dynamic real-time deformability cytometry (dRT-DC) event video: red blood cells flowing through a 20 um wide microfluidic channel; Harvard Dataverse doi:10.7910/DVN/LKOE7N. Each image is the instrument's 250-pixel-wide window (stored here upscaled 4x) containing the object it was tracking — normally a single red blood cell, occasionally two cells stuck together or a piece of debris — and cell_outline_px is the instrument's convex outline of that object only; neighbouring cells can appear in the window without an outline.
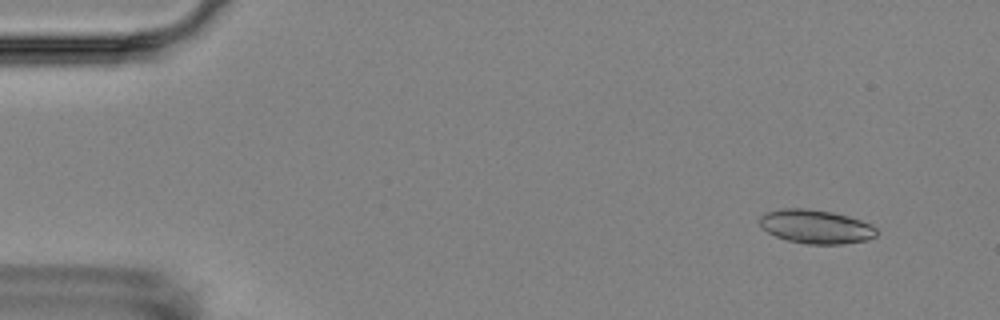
{"species": "Egyptian fruit bat (a non-hibernating species)", "species_latin": "Rousettus aegyptiacus", "temperature_condition": "room temperature", "stored_images_in_passage": 10, "camera_frame_rate_fps": 3000, "um_per_image_px": 0.085, "animal": {"sex": "female"}, "frame": {"image": 1, "passage_image": 2, "time_ms": 1.333, "image_size_px": [1000, 320], "cell_outline_px": [[876, 236], [868, 240], [840, 244], [808, 244], [788, 240], [776, 236], [768, 232], [760, 224], [760, 216], [764, 212], [780, 208], [808, 208], [832, 212], [848, 216], [872, 224], [876, 228]], "centroid_in_image_um": [69.35, 19.25], "position_along_channel_um": 15.6, "area_um2": 23.06}}
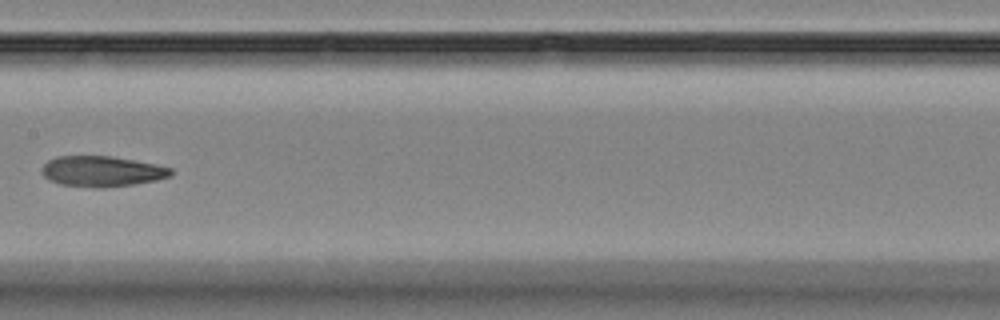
{"frame": {"image": 2, "passage_image": 7, "time_ms": 9.333, "image_size_px": [1000, 320], "cell_outline_px": [[172, 176], [156, 180], [132, 184], [104, 188], [92, 188], [60, 184], [48, 180], [40, 172], [40, 168], [48, 160], [56, 156], [112, 156], [156, 164], [172, 168]], "centroid_in_image_um": [8.62, 14.56], "position_along_channel_um": 198.8, "area_um2": 23.24}}
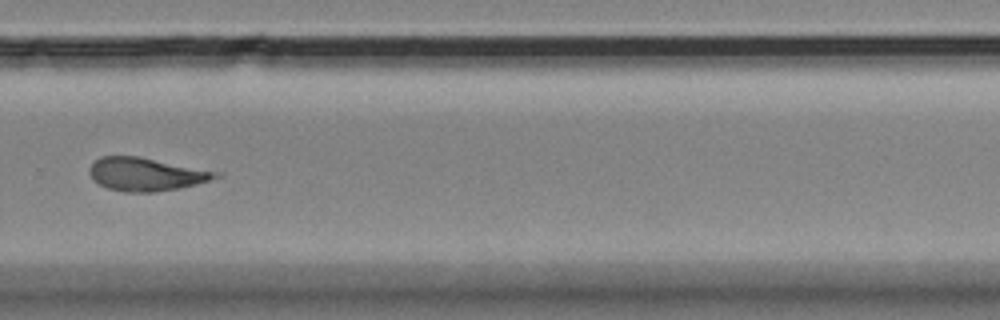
{"frame": {"image": 3, "passage_image": 10, "time_ms": 12.667, "image_size_px": [1000, 320], "cell_outline_px": [[224, 176], [196, 184], [176, 188], [152, 192], [124, 192], [108, 188], [92, 180], [88, 172], [88, 168], [100, 156], [136, 156], [224, 172]], "centroid_in_image_um": [12.44, 14.8], "position_along_channel_um": 317.4, "area_um2": 24.51}}